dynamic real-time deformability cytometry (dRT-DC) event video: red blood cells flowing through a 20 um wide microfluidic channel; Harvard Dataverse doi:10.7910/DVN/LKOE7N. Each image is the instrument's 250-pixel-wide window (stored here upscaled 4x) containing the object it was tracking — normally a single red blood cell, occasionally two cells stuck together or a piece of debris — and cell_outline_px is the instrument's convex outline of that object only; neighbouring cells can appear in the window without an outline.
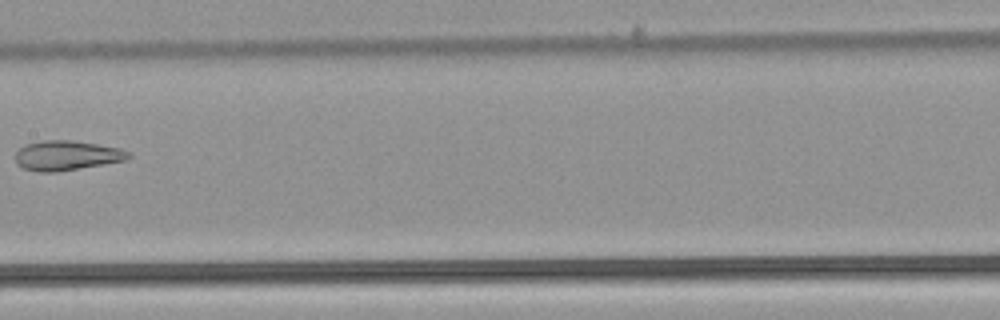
{"species": "common noctule bat (a hibernating species)", "species_latin": "Nyctalus noctula", "temperature_condition": "warm", "stored_images_in_passage": 5, "camera_frame_rate_fps": 3000, "um_per_image_px": 0.085, "animal": {"sex": "male", "body_mass_g": 21.5, "forearm_length_mm": 52.0}, "frame": {"image": 1, "passage_image": 4, "time_ms": 1.0, "image_size_px": [1000, 320], "cell_outline_px": [[132, 156], [128, 160], [56, 172], [40, 172], [24, 168], [16, 164], [16, 152], [24, 144], [40, 140], [72, 140], [120, 148], [132, 152]], "centroid_in_image_um": [5.69, 13.21], "position_along_channel_um": 201.7, "area_um2": 19.77}}
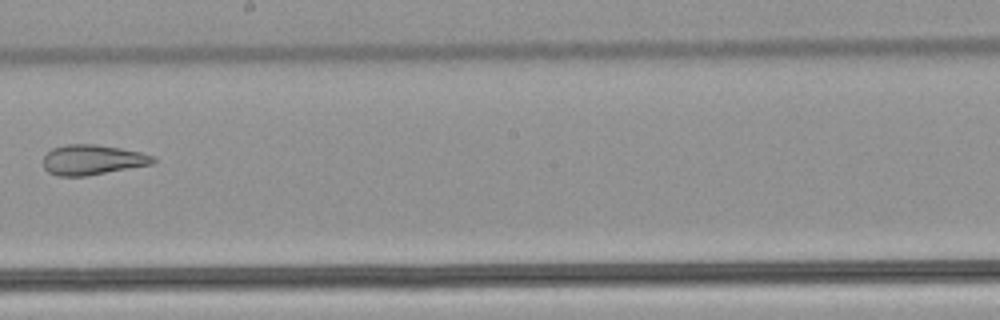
{"frame": {"image": 2, "passage_image": 5, "time_ms": 1.333, "image_size_px": [1000, 320], "cell_outline_px": [[156, 160], [152, 164], [88, 176], [60, 176], [48, 172], [44, 168], [44, 156], [52, 148], [68, 144], [96, 144], [120, 148], [140, 152], [152, 156]], "centroid_in_image_um": [7.84, 13.58], "position_along_channel_um": 240.4, "area_um2": 19.19}}